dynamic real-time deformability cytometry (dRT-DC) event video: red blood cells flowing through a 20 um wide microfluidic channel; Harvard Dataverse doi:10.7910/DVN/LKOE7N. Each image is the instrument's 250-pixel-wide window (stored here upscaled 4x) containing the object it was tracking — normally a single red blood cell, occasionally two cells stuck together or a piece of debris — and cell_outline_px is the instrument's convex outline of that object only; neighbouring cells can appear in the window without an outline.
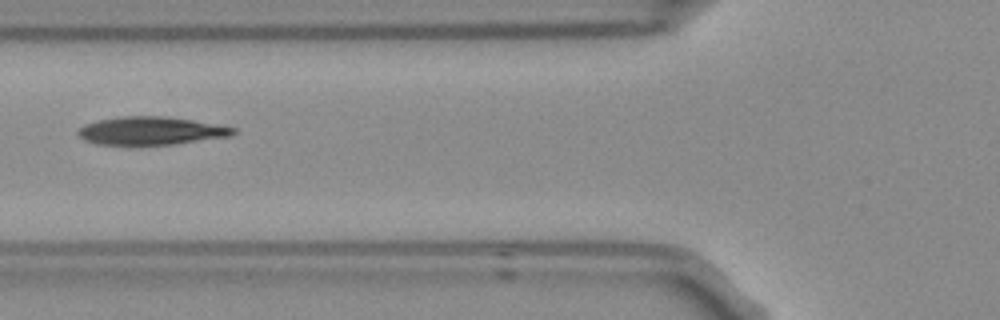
{"species": "Egyptian fruit bat (a non-hibernating species)", "species_latin": "Rousettus aegyptiacus", "temperature_condition": "room temperature", "stored_images_in_passage": 3, "camera_frame_rate_fps": 3000, "um_per_image_px": 0.085, "frame": {"image": 1, "passage_image": 3, "time_ms": 0.667, "image_size_px": [1000, 320], "cell_outline_px": [[240, 132], [232, 136], [172, 144], [96, 144], [84, 140], [76, 132], [84, 124], [96, 120], [120, 116], [168, 116], [224, 124], [236, 128]], "centroid_in_image_um": [12.92, 11.09], "position_along_channel_um": 112.9, "area_um2": 25.78}}